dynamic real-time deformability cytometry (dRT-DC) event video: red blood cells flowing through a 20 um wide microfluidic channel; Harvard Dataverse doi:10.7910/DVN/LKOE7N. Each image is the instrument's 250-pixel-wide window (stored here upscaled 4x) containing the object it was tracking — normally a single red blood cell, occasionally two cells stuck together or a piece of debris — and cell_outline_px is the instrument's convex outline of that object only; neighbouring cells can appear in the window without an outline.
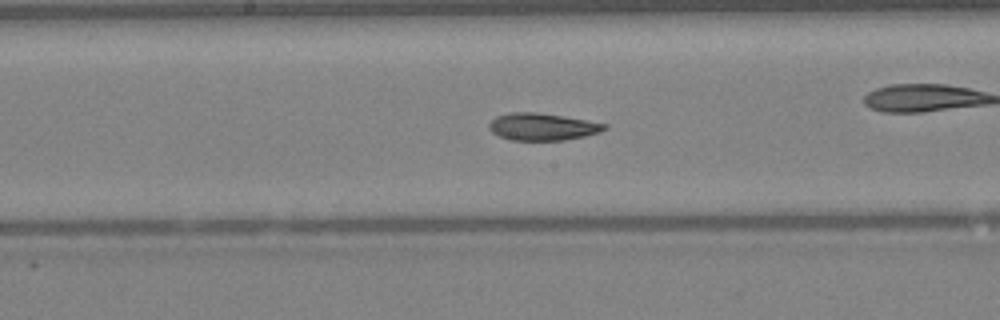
{"species": "Egyptian fruit bat (a non-hibernating species)", "species_latin": "Rousettus aegyptiacus", "temperature_condition": "warm", "stored_images_in_passage": 21, "camera_frame_rate_fps": 3000, "um_per_image_px": 0.085, "animal": {"sex": "female"}, "frame": {"image": 1, "passage_image": 9, "time_ms": 2.667, "image_size_px": [1000, 320], "cell_outline_px": [[608, 128], [600, 132], [584, 136], [564, 140], [512, 140], [500, 136], [492, 132], [488, 128], [488, 124], [496, 116], [508, 112], [536, 112], [564, 116], [588, 120], [608, 124]], "centroid_in_image_um": [46.11, 10.76], "position_along_channel_um": 202.1, "area_um2": 18.38}}
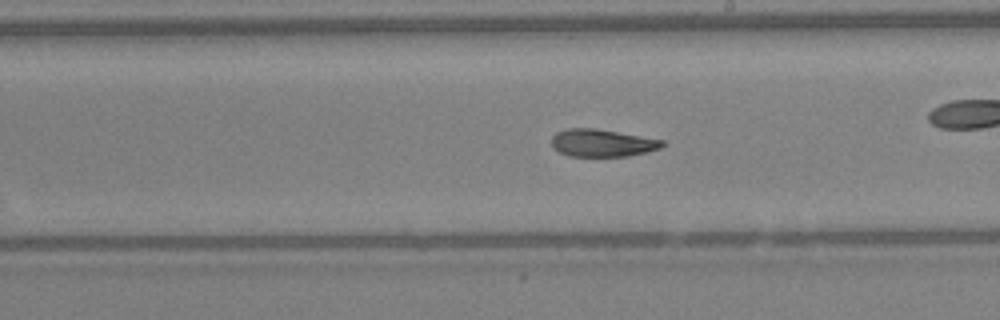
{"frame": {"image": 2, "passage_image": 12, "time_ms": 3.667, "image_size_px": [1000, 320], "cell_outline_px": [[664, 144], [660, 148], [648, 152], [628, 156], [568, 156], [552, 148], [552, 136], [556, 132], [568, 128], [596, 128], [664, 140]], "centroid_in_image_um": [51.17, 12.15], "position_along_channel_um": 237.8, "area_um2": 17.8}}